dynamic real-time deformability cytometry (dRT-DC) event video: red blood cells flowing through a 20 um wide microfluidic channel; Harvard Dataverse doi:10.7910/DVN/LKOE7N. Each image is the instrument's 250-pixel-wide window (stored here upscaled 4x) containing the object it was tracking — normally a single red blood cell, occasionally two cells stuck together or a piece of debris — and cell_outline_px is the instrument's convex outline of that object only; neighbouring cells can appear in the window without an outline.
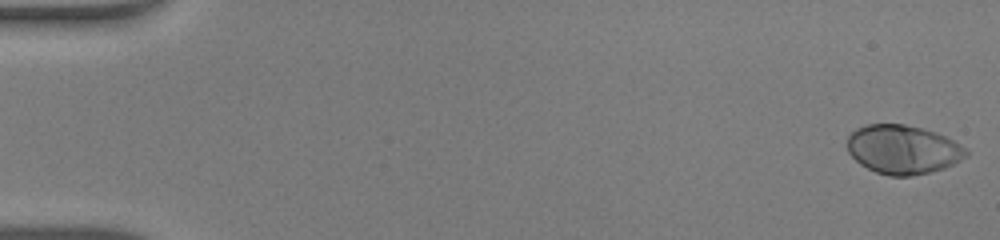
{"species": "human", "species_latin": "Homo sapiens", "temperature_condition": "warm", "stored_images_in_passage": 48, "camera_frame_rate_fps": 3000, "um_per_image_px": 0.085, "donor": {"sex": "male"}, "frame": {"image": 1, "passage_image": 1, "time_ms": 0.0, "image_size_px": [1000, 240], "cell_outline_px": [[968, 156], [944, 168], [912, 176], [888, 176], [876, 172], [860, 164], [848, 152], [848, 136], [856, 128], [868, 124], [904, 124], [936, 132], [968, 148]], "centroid_in_image_um": [76.75, 12.71], "position_along_channel_um": 8.2, "area_um2": 33.81}}
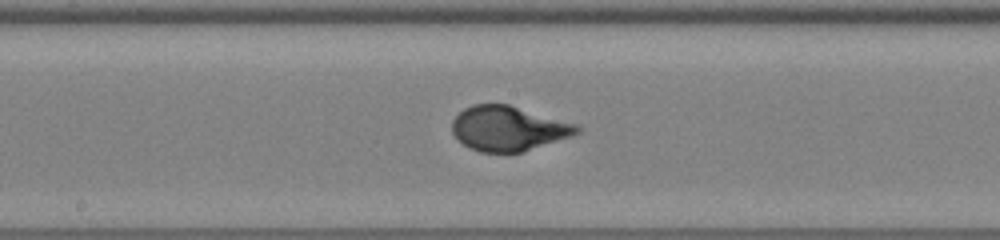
{"frame": {"image": 2, "passage_image": 26, "time_ms": 8.333, "image_size_px": [1000, 240], "cell_outline_px": [[584, 128], [580, 132], [572, 136], [524, 152], [480, 152], [464, 144], [452, 132], [452, 120], [464, 108], [472, 104], [508, 104], [580, 124]], "centroid_in_image_um": [43.28, 10.91], "position_along_channel_um": 204.9, "area_um2": 32.83}}
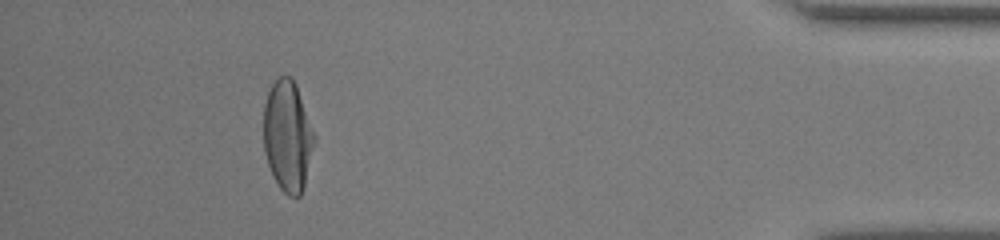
{"frame": {"image": 3, "passage_image": 44, "time_ms": 14.333, "image_size_px": [1000, 240], "cell_outline_px": [[316, 140], [304, 188], [300, 196], [288, 196], [280, 188], [272, 176], [264, 152], [264, 104], [268, 92], [272, 84], [280, 76], [292, 76], [296, 84], [316, 136]], "centroid_in_image_um": [24.47, 11.58], "position_along_channel_um": 410.7, "area_um2": 33.06}}